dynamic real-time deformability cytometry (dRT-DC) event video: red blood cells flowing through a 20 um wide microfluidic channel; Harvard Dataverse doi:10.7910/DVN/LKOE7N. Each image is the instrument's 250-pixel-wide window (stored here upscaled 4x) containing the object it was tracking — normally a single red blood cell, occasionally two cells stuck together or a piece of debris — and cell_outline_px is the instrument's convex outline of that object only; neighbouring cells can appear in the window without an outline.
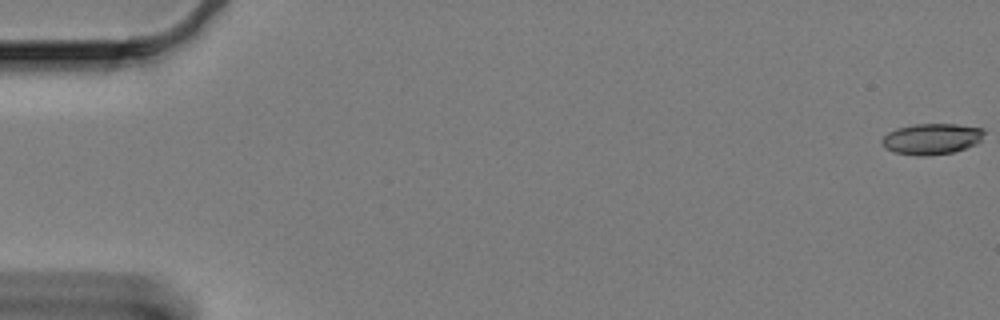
{"species": "Egyptian fruit bat (a non-hibernating species)", "species_latin": "Rousettus aegyptiacus", "temperature_condition": "cold", "stored_images_in_passage": 63, "camera_frame_rate_fps": 3000, "um_per_image_px": 0.085, "animal": {"sex": "female"}, "frame": {"image": 1, "passage_image": 1, "time_ms": 0.0, "image_size_px": [1000, 320], "cell_outline_px": [[984, 132], [980, 140], [976, 144], [952, 152], [928, 156], [916, 156], [892, 152], [884, 148], [880, 140], [888, 132], [896, 128], [912, 124], [956, 124], [984, 128]], "centroid_in_image_um": [79.14, 11.81], "position_along_channel_um": 5.9, "area_um2": 18.61}}
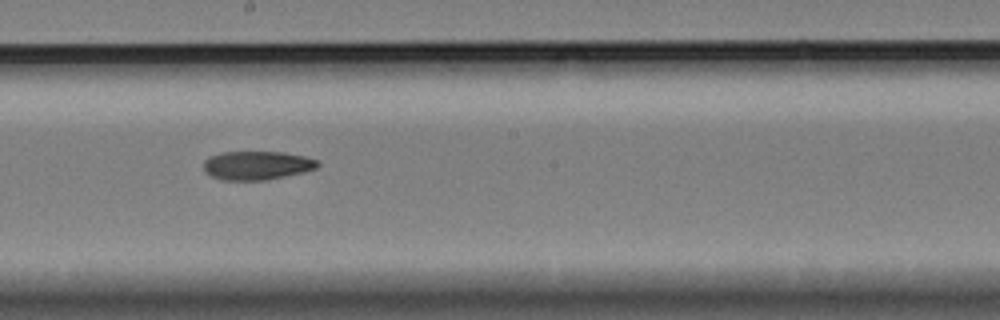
{"frame": {"image": 2, "passage_image": 35, "time_ms": 11.333, "image_size_px": [1000, 320], "cell_outline_px": [[320, 164], [316, 168], [304, 172], [264, 180], [220, 180], [212, 176], [204, 168], [204, 160], [208, 156], [220, 152], [284, 152], [304, 156], [316, 160]], "centroid_in_image_um": [21.82, 14.05], "position_along_channel_um": 226.4, "area_um2": 19.02}}
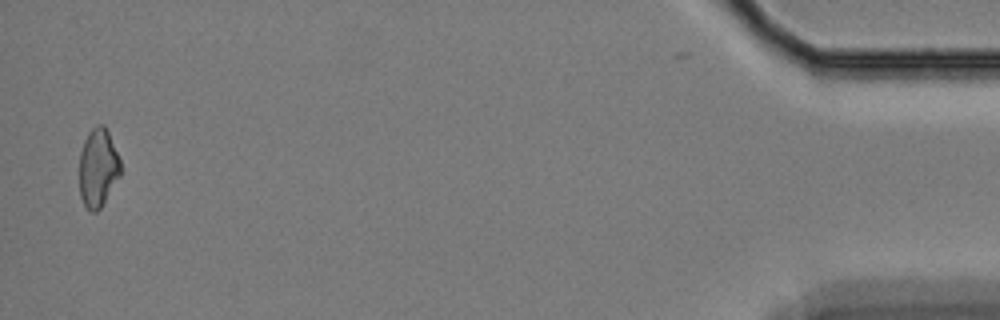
{"frame": {"image": 3, "passage_image": 61, "time_ms": 20.0, "image_size_px": [1000, 320], "cell_outline_px": [[120, 176], [100, 208], [96, 212], [92, 212], [84, 204], [80, 196], [80, 152], [84, 140], [88, 132], [96, 124], [104, 124], [108, 132], [120, 160]], "centroid_in_image_um": [8.33, 14.24], "position_along_channel_um": 426.9, "area_um2": 18.67}, "authors_computed_cell_mechanics": {"area_um2": 19.3052, "velocity_mm_per_s": 3.2882, "shape_relaxation_time_tau1_ms": 10.7362, "shape_relaxation_time_tau2_ms": 8.0679, "deformation_change_tau1": 0.1677, "deformation_change_tau2": 0.1388}}